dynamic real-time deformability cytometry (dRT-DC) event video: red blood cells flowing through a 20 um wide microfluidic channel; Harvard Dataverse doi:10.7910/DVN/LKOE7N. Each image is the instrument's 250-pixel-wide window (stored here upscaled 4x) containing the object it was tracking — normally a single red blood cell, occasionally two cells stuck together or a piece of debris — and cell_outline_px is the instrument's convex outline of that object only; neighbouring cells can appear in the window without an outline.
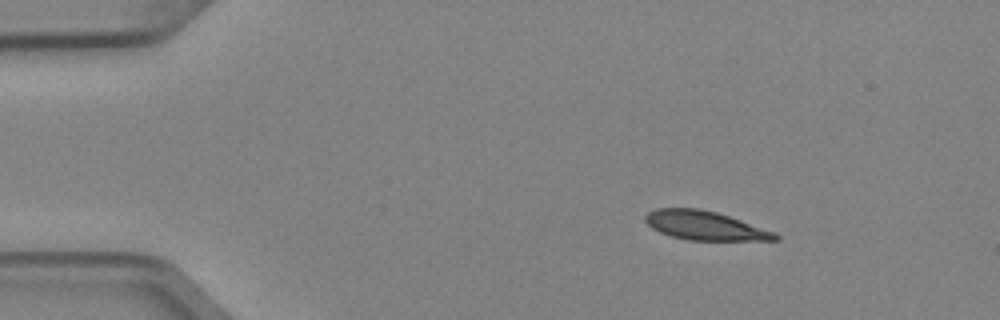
{"species": "Egyptian fruit bat (a non-hibernating species)", "species_latin": "Rousettus aegyptiacus", "temperature_condition": "cold", "stored_images_in_passage": 3, "camera_frame_rate_fps": 3000, "um_per_image_px": 0.085, "animal": {"sex": "female"}, "frame": {"image": 1, "passage_image": 1, "time_ms": 0.0, "image_size_px": [1000, 320], "cell_outline_px": [[780, 240], [688, 240], [672, 236], [660, 232], [652, 228], [644, 220], [644, 216], [648, 212], [656, 208], [696, 208], [716, 212], [740, 220], [772, 232], [780, 236]], "centroid_in_image_um": [59.86, 19.17], "position_along_channel_um": 25.1, "area_um2": 21.56}}